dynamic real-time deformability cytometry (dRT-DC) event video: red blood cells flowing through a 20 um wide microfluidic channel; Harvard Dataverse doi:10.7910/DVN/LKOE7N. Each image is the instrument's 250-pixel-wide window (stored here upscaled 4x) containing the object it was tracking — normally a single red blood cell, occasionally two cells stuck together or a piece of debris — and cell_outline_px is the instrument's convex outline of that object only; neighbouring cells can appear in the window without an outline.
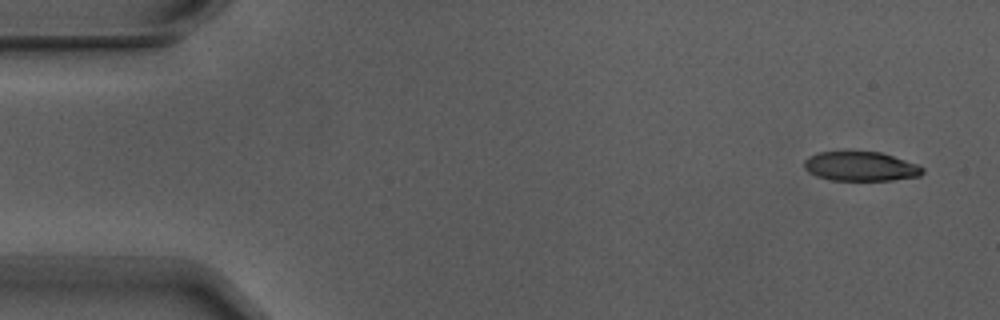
{"species": "Egyptian fruit bat (a non-hibernating species)", "species_latin": "Rousettus aegyptiacus", "temperature_condition": "warm", "stored_images_in_passage": 4, "camera_frame_rate_fps": 3000, "um_per_image_px": 0.085, "animal": {"sex": "male"}, "frame": {"image": 1, "passage_image": 1, "time_ms": 0.0, "image_size_px": [1000, 320], "cell_outline_px": [[924, 172], [920, 176], [892, 180], [828, 180], [816, 176], [808, 172], [804, 168], [804, 160], [808, 156], [820, 152], [880, 152], [920, 164], [924, 168]], "centroid_in_image_um": [73.17, 14.15], "position_along_channel_um": 11.8, "area_um2": 20.4}}
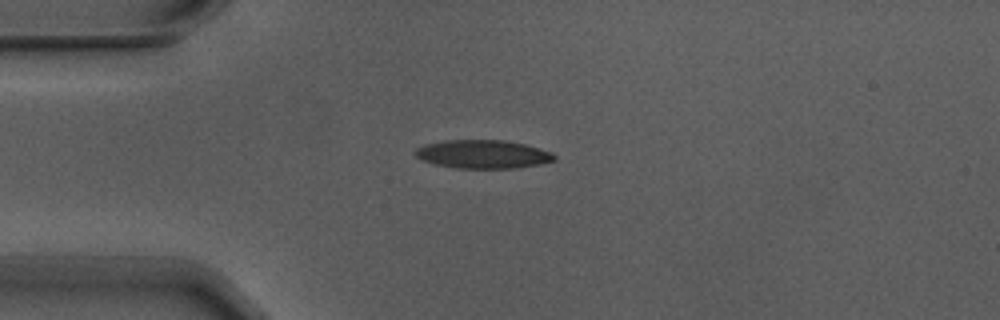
{"frame": {"image": 2, "passage_image": 4, "time_ms": 1.0, "image_size_px": [1000, 320], "cell_outline_px": [[556, 160], [540, 164], [516, 168], [456, 168], [432, 164], [420, 160], [412, 152], [416, 148], [424, 144], [444, 140], [504, 140], [524, 144], [552, 152], [556, 156]], "centroid_in_image_um": [41.0, 13.11], "position_along_channel_um": 44.0, "area_um2": 23.29}}